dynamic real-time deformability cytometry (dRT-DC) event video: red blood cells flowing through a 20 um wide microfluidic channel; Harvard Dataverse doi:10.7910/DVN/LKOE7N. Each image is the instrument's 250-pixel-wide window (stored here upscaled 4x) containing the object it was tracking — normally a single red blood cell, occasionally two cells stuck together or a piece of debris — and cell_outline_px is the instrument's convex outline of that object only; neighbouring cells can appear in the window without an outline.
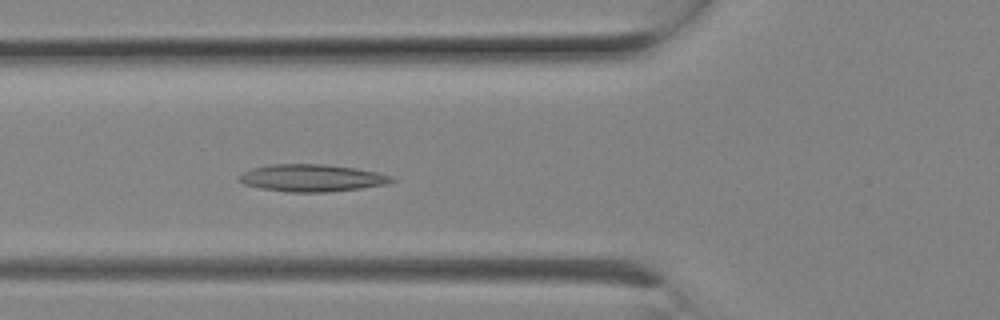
{"species": "Egyptian fruit bat (a non-hibernating species)", "species_latin": "Rousettus aegyptiacus", "temperature_condition": "room temperature", "stored_images_in_passage": 7, "camera_frame_rate_fps": 3000, "um_per_image_px": 0.085, "animal": {"sex": "female"}, "frame": {"image": 1, "passage_image": 7, "time_ms": 2.0, "image_size_px": [1000, 320], "cell_outline_px": [[396, 180], [384, 184], [360, 188], [328, 192], [288, 192], [260, 188], [244, 184], [236, 180], [236, 176], [252, 168], [272, 164], [324, 164], [356, 168], [376, 172], [392, 176]], "centroid_in_image_um": [26.45, 15.12], "position_along_channel_um": 99.3, "area_um2": 24.22}}